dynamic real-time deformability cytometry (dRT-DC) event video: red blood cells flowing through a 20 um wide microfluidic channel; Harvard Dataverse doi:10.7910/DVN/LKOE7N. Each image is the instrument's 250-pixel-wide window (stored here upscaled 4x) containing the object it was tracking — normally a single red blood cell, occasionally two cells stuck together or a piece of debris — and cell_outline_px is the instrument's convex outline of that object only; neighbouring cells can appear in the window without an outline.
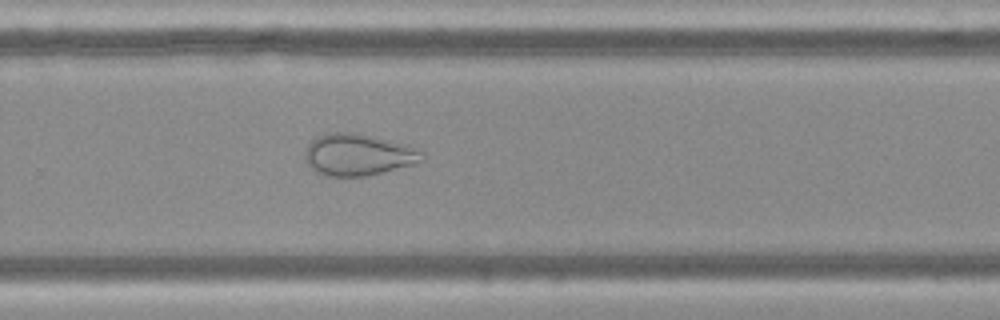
{"species": "Egyptian fruit bat (a non-hibernating species)", "species_latin": "Rousettus aegyptiacus", "temperature_condition": "cold", "stored_images_in_passage": 40, "camera_frame_rate_fps": 3000, "um_per_image_px": 0.085, "frame": {"image": 1, "passage_image": 23, "time_ms": 7.333, "image_size_px": [1000, 320], "cell_outline_px": [[424, 160], [412, 164], [364, 176], [320, 176], [304, 160], [304, 152], [308, 144], [316, 136], [328, 132], [356, 132], [408, 144], [424, 152]], "centroid_in_image_um": [30.41, 13.13], "position_along_channel_um": 299.4, "area_um2": 28.73}}